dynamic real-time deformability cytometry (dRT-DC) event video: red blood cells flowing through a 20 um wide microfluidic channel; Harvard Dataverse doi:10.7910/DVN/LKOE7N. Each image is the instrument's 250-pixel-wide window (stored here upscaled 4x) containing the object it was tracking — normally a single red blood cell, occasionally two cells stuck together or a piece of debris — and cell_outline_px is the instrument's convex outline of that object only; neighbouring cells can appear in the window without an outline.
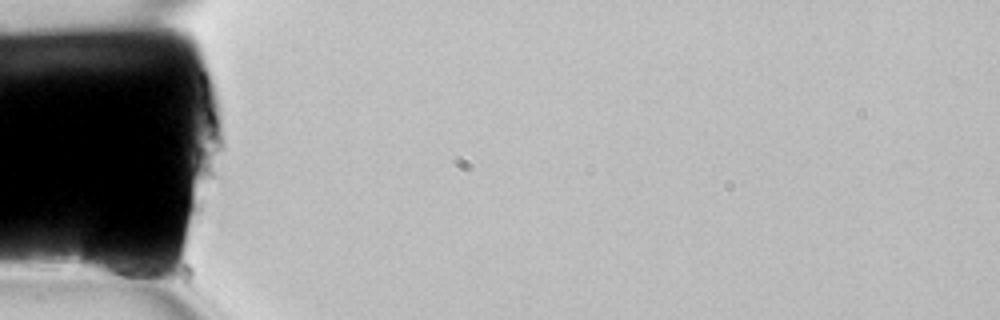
{"species": "common noctule bat (a hibernating species)", "species_latin": "Nyctalus noctula", "temperature_condition": "room temperature", "stored_images_in_passage": 4, "camera_frame_rate_fps": 3000, "um_per_image_px": 0.085, "animal": {"sex": "female", "body_mass_g": 22.7, "forearm_length_mm": 54.2}, "frame": {"image": 1, "passage_image": 1, "time_ms": 0.0, "image_size_px": [1000, 320], "cell_outline_px": [[156, 272], [144, 288], [88, 272], [84, 268], [80, 260], [88, 232], [92, 224], [100, 228], [140, 256]], "centroid_in_image_um": [9.69, 22.06], "position_along_channel_um": 75.3, "area_um2": 18.67}}